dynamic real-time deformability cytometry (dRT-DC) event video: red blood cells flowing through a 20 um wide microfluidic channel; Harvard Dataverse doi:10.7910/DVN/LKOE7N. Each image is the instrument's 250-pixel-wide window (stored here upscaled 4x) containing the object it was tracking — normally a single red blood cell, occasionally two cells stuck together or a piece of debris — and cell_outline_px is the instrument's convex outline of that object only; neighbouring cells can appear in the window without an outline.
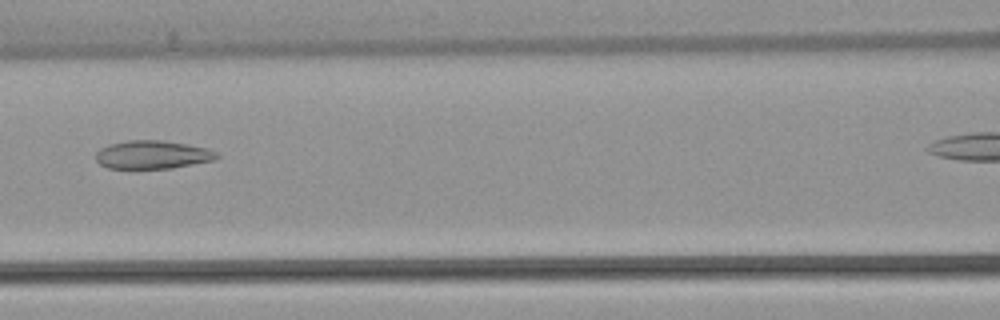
{"species": "common noctule bat (a hibernating species)", "species_latin": "Nyctalus noctula", "temperature_condition": "warm", "stored_images_in_passage": 36, "camera_frame_rate_fps": 3000, "um_per_image_px": 0.085, "animal": {"sex": "female", "body_mass_g": 22.7, "forearm_length_mm": 54.2}, "frame": {"image": 1, "passage_image": 16, "time_ms": 5.0, "image_size_px": [1000, 320], "cell_outline_px": [[220, 156], [212, 160], [172, 168], [108, 168], [100, 164], [96, 160], [96, 152], [100, 148], [108, 144], [128, 140], [160, 140], [188, 144], [208, 148], [216, 152]], "centroid_in_image_um": [12.94, 13.14], "position_along_channel_um": 153.7, "area_um2": 19.88}}
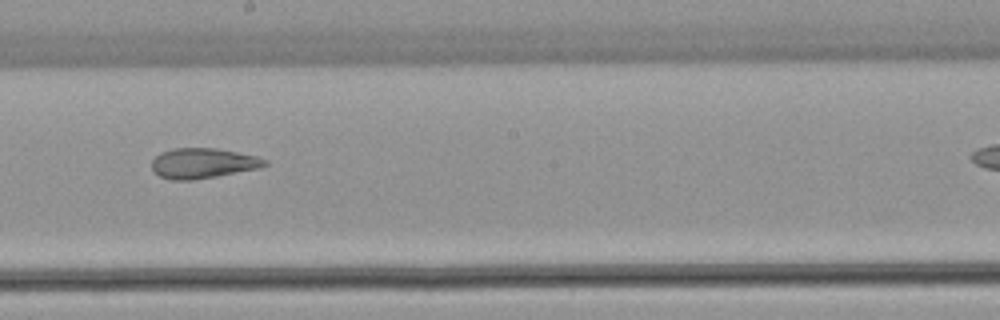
{"frame": {"image": 2, "passage_image": 22, "time_ms": 7.0, "image_size_px": [1000, 320], "cell_outline_px": [[268, 164], [260, 168], [216, 176], [192, 180], [172, 180], [160, 176], [152, 172], [152, 160], [160, 152], [172, 148], [216, 148], [256, 156], [268, 160]], "centroid_in_image_um": [17.22, 13.87], "position_along_channel_um": 231.0, "area_um2": 19.94}}
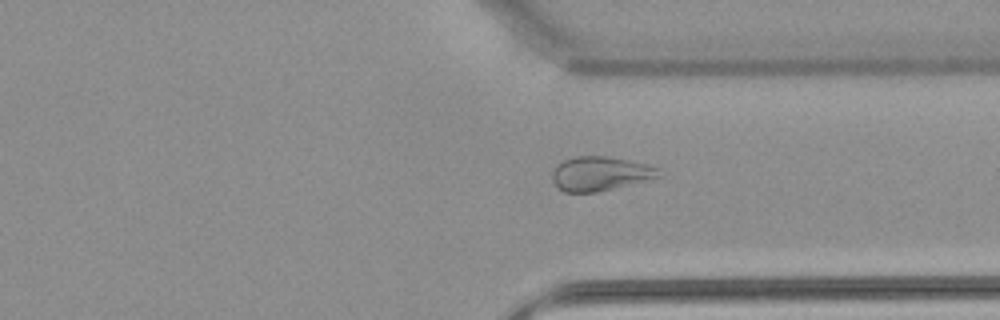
{"frame": {"image": 3, "passage_image": 32, "time_ms": 10.333, "image_size_px": [1000, 320], "cell_outline_px": [[664, 176], [596, 192], [564, 192], [556, 188], [552, 180], [552, 172], [556, 164], [564, 160], [576, 156], [608, 156], [632, 160], [660, 168]], "centroid_in_image_um": [51.03, 14.75], "position_along_channel_um": 360.4, "area_um2": 21.56}}